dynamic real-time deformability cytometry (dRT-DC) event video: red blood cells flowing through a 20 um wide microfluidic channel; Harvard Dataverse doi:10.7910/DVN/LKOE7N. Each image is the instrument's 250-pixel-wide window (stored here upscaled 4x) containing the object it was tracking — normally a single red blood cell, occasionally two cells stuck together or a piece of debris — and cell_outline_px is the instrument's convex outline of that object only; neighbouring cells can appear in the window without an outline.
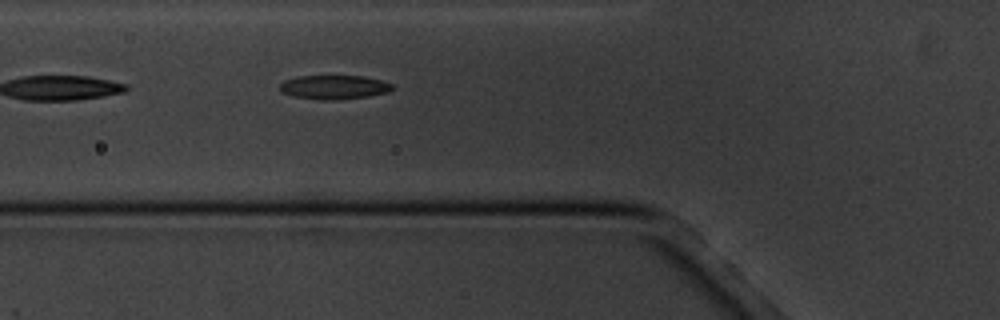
{"species": "common noctule bat (a hibernating species)", "species_latin": "Nyctalus noctula", "temperature_condition": "cold", "stored_images_in_passage": 2, "camera_frame_rate_fps": 3000, "um_per_image_px": 0.085, "animal": {"sex": "male", "body_mass_g": 20.1, "forearm_length_mm": 53.5}, "frame": {"image": 1, "passage_image": 2, "time_ms": 1.0, "image_size_px": [1000, 320], "cell_outline_px": [[392, 88], [388, 92], [368, 96], [332, 100], [324, 100], [292, 96], [280, 92], [280, 84], [284, 80], [296, 76], [364, 76], [380, 80], [392, 84]], "centroid_in_image_um": [28.35, 7.4], "position_along_channel_um": 97.5, "area_um2": 15.66}}